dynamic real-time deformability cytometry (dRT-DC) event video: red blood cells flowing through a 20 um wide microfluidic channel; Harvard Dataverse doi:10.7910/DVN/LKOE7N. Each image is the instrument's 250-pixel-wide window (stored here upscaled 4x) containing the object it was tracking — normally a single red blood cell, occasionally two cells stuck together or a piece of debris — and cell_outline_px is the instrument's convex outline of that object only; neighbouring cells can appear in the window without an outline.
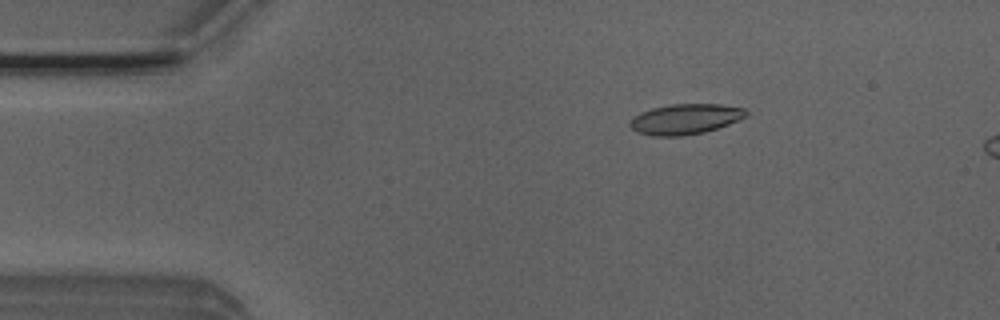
{"species": "Egyptian fruit bat (a non-hibernating species)", "species_latin": "Rousettus aegyptiacus", "temperature_condition": "room temperature", "stored_images_in_passage": 7, "camera_frame_rate_fps": 3000, "um_per_image_px": 0.085, "animal": {"sex": "male"}, "frame": {"image": 1, "passage_image": 3, "time_ms": 0.667, "image_size_px": [1000, 320], "cell_outline_px": [[748, 112], [744, 116], [728, 124], [704, 132], [684, 136], [652, 136], [636, 132], [628, 124], [632, 116], [640, 112], [652, 108], [672, 104], [720, 104], [744, 108]], "centroid_in_image_um": [58.18, 10.12], "position_along_channel_um": 26.8, "area_um2": 20.52}}
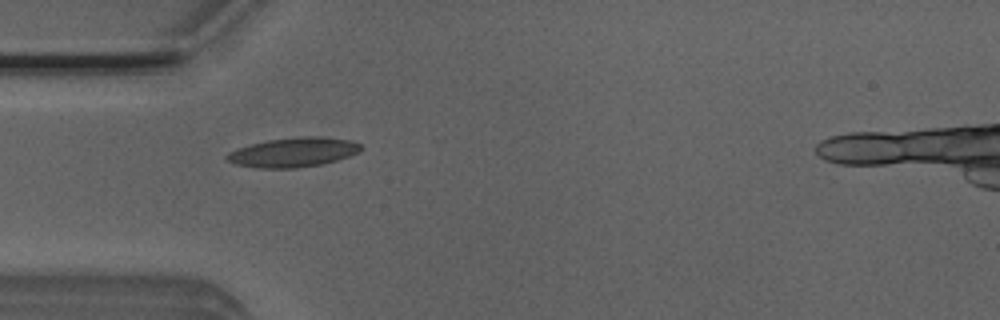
{"frame": {"image": 2, "passage_image": 5, "time_ms": 1.333, "image_size_px": [1000, 320], "cell_outline_px": [[364, 148], [360, 152], [336, 160], [320, 164], [296, 168], [256, 168], [236, 164], [228, 160], [224, 156], [228, 152], [252, 144], [268, 140], [300, 136], [320, 136], [352, 140], [360, 144]], "centroid_in_image_um": [24.97, 12.94], "position_along_channel_um": 60.0, "area_um2": 22.95}}